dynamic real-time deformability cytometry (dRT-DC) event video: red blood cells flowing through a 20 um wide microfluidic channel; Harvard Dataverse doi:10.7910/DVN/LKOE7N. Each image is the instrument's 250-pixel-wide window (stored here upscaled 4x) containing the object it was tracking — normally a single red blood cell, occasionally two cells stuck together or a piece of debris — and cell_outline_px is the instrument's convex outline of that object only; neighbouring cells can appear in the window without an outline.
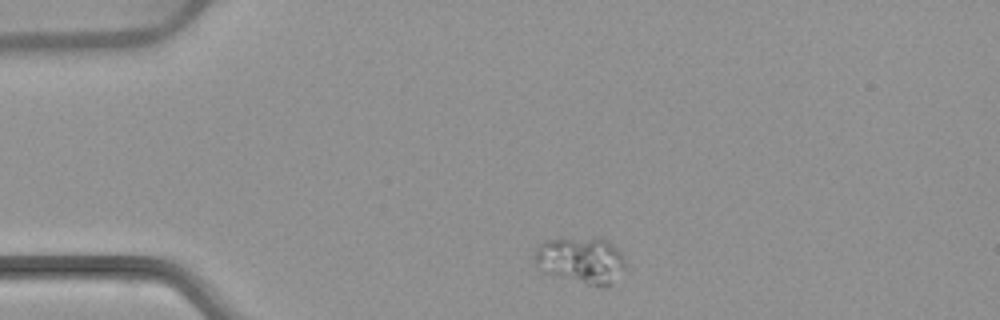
{"species": "common noctule bat (a hibernating species)", "species_latin": "Nyctalus noctula", "temperature_condition": "warm", "stored_images_in_passage": 5, "camera_frame_rate_fps": 3000, "um_per_image_px": 0.085, "animal": {"sex": "female", "body_mass_g": 22.7, "forearm_length_mm": 54.2}, "frame": {"image": 1, "passage_image": 1, "time_ms": 0.0, "image_size_px": [1000, 320], "cell_outline_px": [[624, 268], [612, 284], [608, 288], [600, 288], [552, 276], [544, 272], [532, 260], [532, 256], [536, 248], [544, 240], [604, 240], [620, 248], [624, 256]], "centroid_in_image_um": [49.37, 22.19], "position_along_channel_um": 35.6, "area_um2": 24.62}}
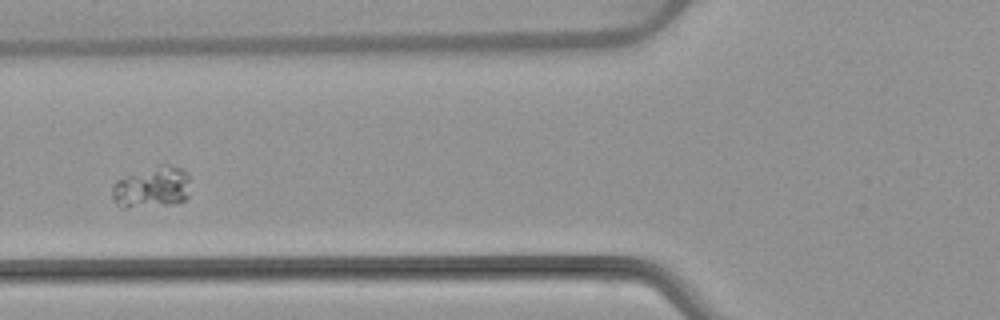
{"frame": {"image": 2, "passage_image": 3, "time_ms": 3.333, "image_size_px": [1000, 320], "cell_outline_px": [[188, 196], [184, 200], [176, 204], [124, 208], [120, 208], [116, 204], [112, 196], [112, 184], [116, 180], [160, 164], [168, 164], [184, 168], [188, 176]], "centroid_in_image_um": [12.91, 15.93], "position_along_channel_um": 112.9, "area_um2": 18.96}}
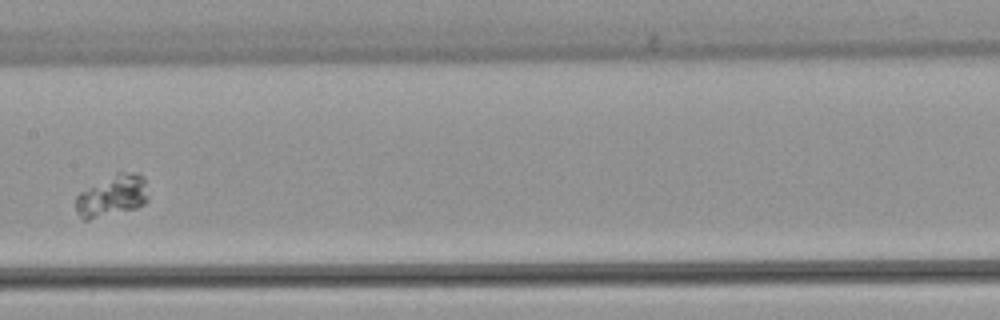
{"frame": {"image": 3, "passage_image": 5, "time_ms": 5.667, "image_size_px": [1000, 320], "cell_outline_px": [[148, 200], [144, 204], [136, 208], [88, 220], [84, 220], [76, 212], [76, 196], [80, 192], [116, 172], [136, 172], [144, 180], [148, 196]], "centroid_in_image_um": [9.53, 16.65], "position_along_channel_um": 197.9, "area_um2": 17.4}}